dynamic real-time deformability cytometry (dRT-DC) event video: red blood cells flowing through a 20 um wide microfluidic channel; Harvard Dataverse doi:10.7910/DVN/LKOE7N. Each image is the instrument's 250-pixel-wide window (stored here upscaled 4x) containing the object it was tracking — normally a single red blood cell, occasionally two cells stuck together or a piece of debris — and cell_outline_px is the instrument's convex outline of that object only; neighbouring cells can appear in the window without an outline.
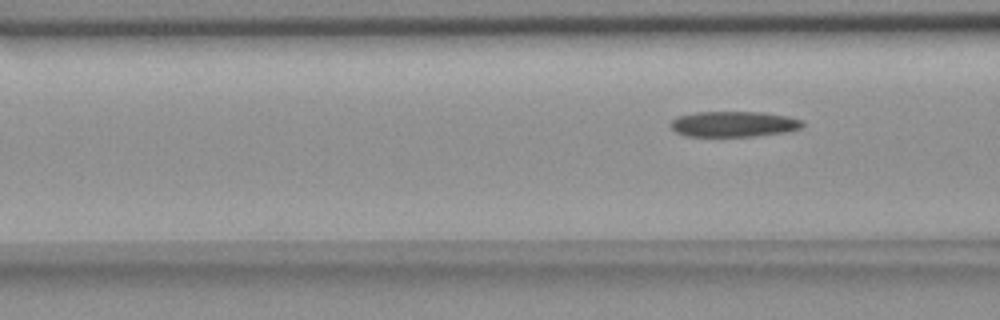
{"species": "common noctule bat (a hibernating species)", "species_latin": "Nyctalus noctula", "temperature_condition": "room temperature", "stored_images_in_passage": 3, "camera_frame_rate_fps": 3000, "um_per_image_px": 0.085, "animal": {"sex": "female", "body_mass_g": 18.4}, "frame": {"image": 1, "passage_image": 3, "time_ms": 3.0, "image_size_px": [1000, 320], "cell_outline_px": [[804, 124], [800, 128], [788, 132], [756, 136], [684, 136], [676, 132], [668, 124], [672, 120], [680, 116], [696, 112], [760, 112], [788, 116], [804, 120]], "centroid_in_image_um": [62.39, 10.55], "position_along_channel_um": 104.2, "area_um2": 19.77}}